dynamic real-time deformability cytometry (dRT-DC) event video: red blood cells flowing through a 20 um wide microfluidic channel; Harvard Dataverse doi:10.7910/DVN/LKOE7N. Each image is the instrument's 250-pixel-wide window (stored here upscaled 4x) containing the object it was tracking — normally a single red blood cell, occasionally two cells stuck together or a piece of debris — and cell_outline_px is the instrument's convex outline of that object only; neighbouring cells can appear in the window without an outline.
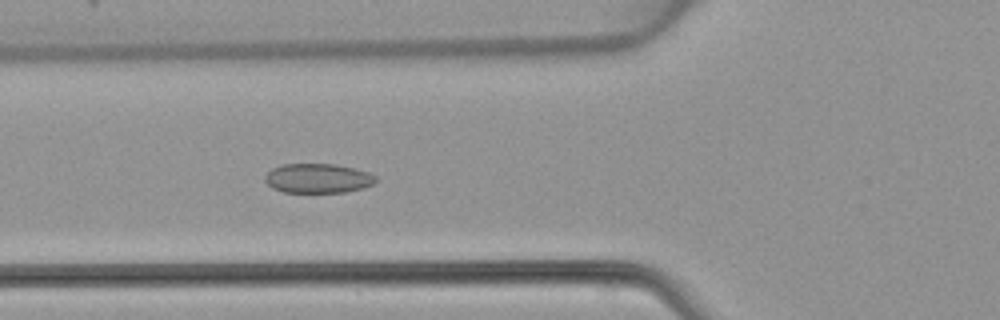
{"species": "common noctule bat (a hibernating species)", "species_latin": "Nyctalus noctula", "temperature_condition": "warm", "stored_images_in_passage": 48, "camera_frame_rate_fps": 3000, "um_per_image_px": 0.085, "animal": {"sex": "female", "body_mass_g": 22.7, "forearm_length_mm": 54.2}, "frame": {"image": 1, "passage_image": 18, "time_ms": 5.667, "image_size_px": [1000, 320], "cell_outline_px": [[376, 180], [372, 184], [364, 188], [344, 192], [284, 192], [272, 188], [264, 180], [264, 176], [272, 168], [280, 164], [336, 164], [356, 168], [368, 172], [376, 176]], "centroid_in_image_um": [27.01, 15.15], "position_along_channel_um": 98.8, "area_um2": 19.13}}
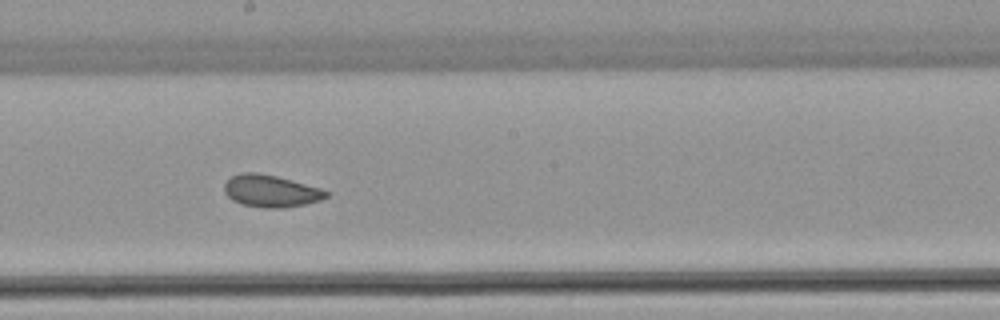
{"frame": {"image": 2, "passage_image": 27, "time_ms": 8.667, "image_size_px": [1000, 320], "cell_outline_px": [[332, 192], [328, 196], [320, 200], [304, 204], [284, 208], [264, 208], [240, 204], [232, 200], [224, 192], [224, 184], [232, 176], [240, 172], [256, 172], [276, 176], [320, 188]], "centroid_in_image_um": [23.01, 16.24], "position_along_channel_um": 225.2, "area_um2": 19.13}}
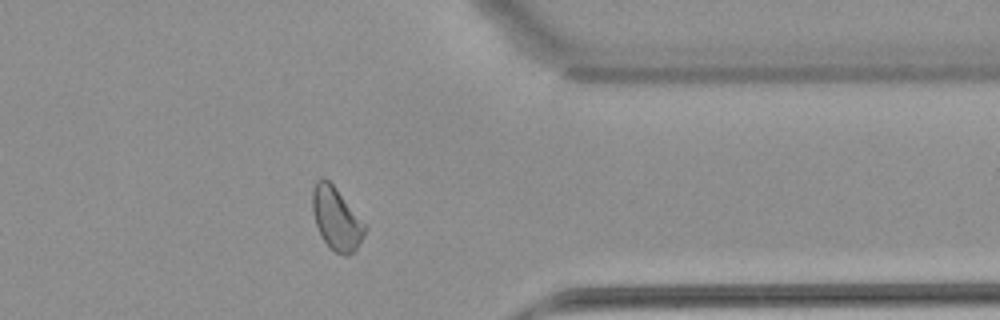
{"frame": {"image": 3, "passage_image": 39, "time_ms": 12.667, "image_size_px": [1000, 320], "cell_outline_px": [[368, 228], [364, 236], [356, 248], [348, 256], [344, 256], [328, 248], [316, 224], [312, 212], [312, 192], [316, 180], [328, 180], [336, 188], [368, 224]], "centroid_in_image_um": [28.63, 18.61], "position_along_channel_um": 382.8, "area_um2": 19.31}}